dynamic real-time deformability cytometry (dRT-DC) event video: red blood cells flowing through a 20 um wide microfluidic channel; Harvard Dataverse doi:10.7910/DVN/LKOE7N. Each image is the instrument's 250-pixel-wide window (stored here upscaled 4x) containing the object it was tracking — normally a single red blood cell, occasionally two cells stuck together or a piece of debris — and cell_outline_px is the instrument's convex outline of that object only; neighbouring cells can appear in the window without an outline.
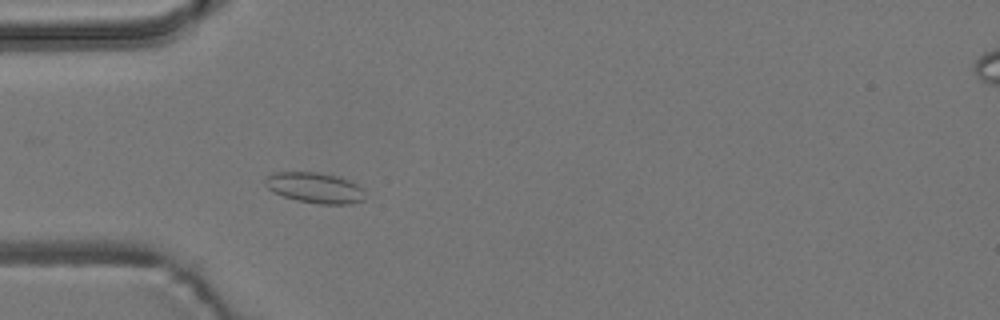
{"species": "common noctule bat (a hibernating species)", "species_latin": "Nyctalus noctula", "temperature_condition": "room temperature", "stored_images_in_passage": 3, "camera_frame_rate_fps": 3000, "um_per_image_px": 0.085, "animal": {"sex": "male", "body_mass_g": 19.2, "forearm_length_mm": 51.8}, "frame": {"image": 1, "passage_image": 3, "time_ms": 3.0, "image_size_px": [1000, 320], "cell_outline_px": [[364, 200], [352, 204], [320, 204], [296, 200], [284, 196], [268, 188], [264, 184], [264, 180], [272, 172], [320, 172], [336, 176], [348, 180], [364, 188]], "centroid_in_image_um": [26.79, 15.96], "position_along_channel_um": 58.2, "area_um2": 17.8}}